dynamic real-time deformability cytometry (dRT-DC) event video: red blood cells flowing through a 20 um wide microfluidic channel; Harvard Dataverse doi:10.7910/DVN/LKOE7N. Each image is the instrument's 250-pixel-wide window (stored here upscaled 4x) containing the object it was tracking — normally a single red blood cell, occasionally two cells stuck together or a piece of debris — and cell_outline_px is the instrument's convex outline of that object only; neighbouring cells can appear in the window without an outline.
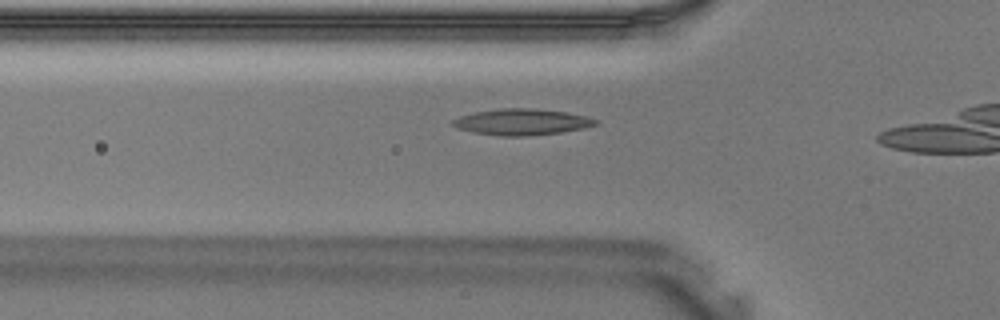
{"species": "Egyptian fruit bat (a non-hibernating species)", "species_latin": "Rousettus aegyptiacus", "temperature_condition": "warm", "stored_images_in_passage": 11, "camera_frame_rate_fps": 3000, "um_per_image_px": 0.085, "animal": {"sex": "male"}, "frame": {"image": 1, "passage_image": 7, "time_ms": 2.0, "image_size_px": [1000, 320], "cell_outline_px": [[600, 120], [596, 124], [580, 128], [560, 132], [524, 136], [500, 136], [472, 132], [460, 128], [452, 124], [452, 120], [460, 116], [476, 112], [500, 108], [536, 108], [564, 112], [584, 116]], "centroid_in_image_um": [44.33, 10.36], "position_along_channel_um": 81.5, "area_um2": 21.44}}